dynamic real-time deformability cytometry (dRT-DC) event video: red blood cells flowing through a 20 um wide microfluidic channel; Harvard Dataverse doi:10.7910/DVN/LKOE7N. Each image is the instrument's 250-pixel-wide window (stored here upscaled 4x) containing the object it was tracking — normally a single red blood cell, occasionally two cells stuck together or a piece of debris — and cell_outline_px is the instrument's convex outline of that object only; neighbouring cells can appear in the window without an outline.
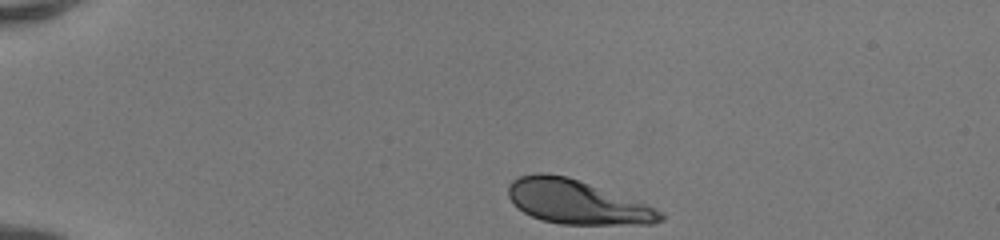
{"species": "human", "species_latin": "Homo sapiens", "temperature_condition": "room temperature", "stored_images_in_passage": 34, "camera_frame_rate_fps": 3000, "um_per_image_px": 0.085, "donor": {"sex": "female"}, "frame": {"image": 1, "passage_image": 1, "time_ms": 0.0, "image_size_px": [1000, 240], "cell_outline_px": [[664, 220], [652, 224], [560, 224], [544, 220], [532, 216], [524, 212], [508, 196], [508, 184], [512, 180], [520, 176], [536, 172], [548, 172], [568, 176], [644, 204], [664, 212]], "centroid_in_image_um": [49.01, 17.16], "position_along_channel_um": 36.0, "area_um2": 38.55}}
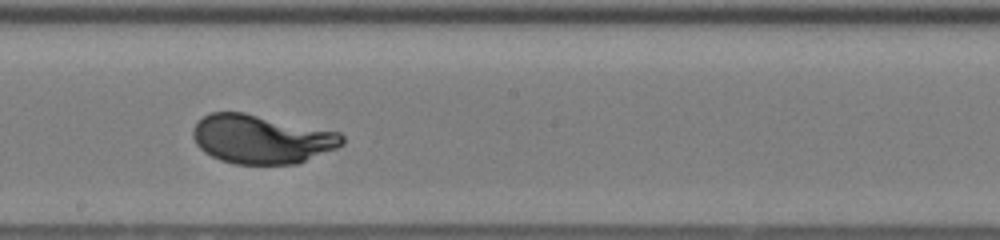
{"frame": {"image": 2, "passage_image": 20, "time_ms": 6.333, "image_size_px": [1000, 240], "cell_outline_px": [[344, 144], [336, 148], [296, 164], [236, 164], [220, 160], [204, 152], [196, 144], [192, 136], [192, 128], [204, 116], [212, 112], [244, 112], [340, 132], [344, 136]], "centroid_in_image_um": [22.22, 11.82], "position_along_channel_um": 226.0, "area_um2": 42.43}}
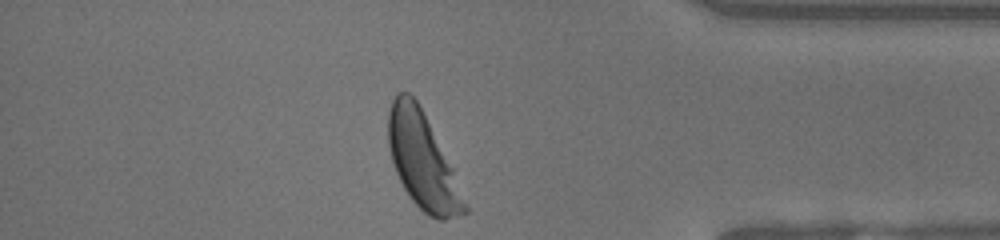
{"frame": {"image": 3, "passage_image": 34, "time_ms": 11.0, "image_size_px": [1000, 240], "cell_outline_px": [[468, 212], [444, 220], [436, 220], [428, 216], [408, 196], [396, 172], [388, 148], [388, 112], [392, 100], [396, 92], [408, 92], [416, 100], [456, 168], [468, 208]], "centroid_in_image_um": [35.96, 13.69], "position_along_channel_um": 399.2, "area_um2": 43.35}, "authors_computed_cell_mechanics": {"area_um2": 42.0784, "velocity_mm_per_s": 4.1299, "shape_relaxation_time_tau1_ms": 2.3706, "shape_relaxation_time_tau2_ms": null, "deformation_change_tau1": 0.1765, "deformation_change_tau2": null}}